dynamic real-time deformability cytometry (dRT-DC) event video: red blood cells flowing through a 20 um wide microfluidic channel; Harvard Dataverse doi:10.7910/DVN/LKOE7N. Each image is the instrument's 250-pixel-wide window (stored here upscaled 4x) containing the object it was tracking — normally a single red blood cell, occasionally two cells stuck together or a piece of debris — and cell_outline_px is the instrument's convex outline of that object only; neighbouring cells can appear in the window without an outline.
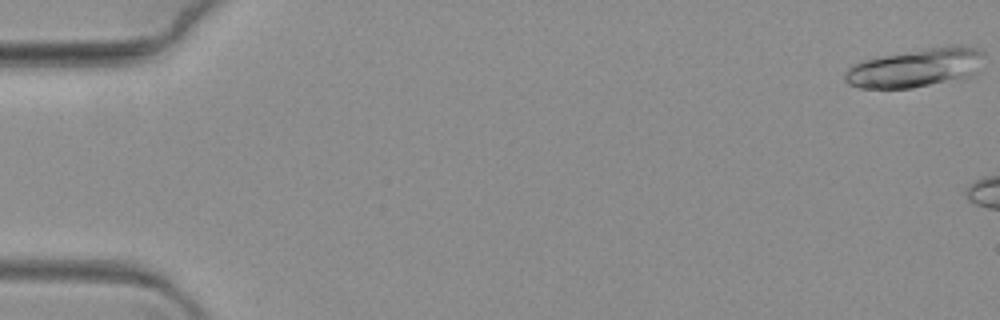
{"species": "common noctule bat (a hibernating species)", "species_latin": "Nyctalus noctula", "temperature_condition": "warm", "stored_images_in_passage": 9, "camera_frame_rate_fps": 3000, "um_per_image_px": 0.085, "animal": {"sex": "female", "body_mass_g": 19.3, "forearm_length_mm": 54.1}, "frame": {"image": 1, "passage_image": 1, "time_ms": 0.0, "image_size_px": [1000, 320], "cell_outline_px": [[984, 52], [972, 76], [960, 80], [912, 88], [860, 88], [848, 84], [844, 80], [844, 76], [848, 68], [864, 60], [880, 56], [952, 44], [964, 44], [980, 48]], "centroid_in_image_um": [77.86, 5.76], "position_along_channel_um": 7.1, "area_um2": 31.56}}